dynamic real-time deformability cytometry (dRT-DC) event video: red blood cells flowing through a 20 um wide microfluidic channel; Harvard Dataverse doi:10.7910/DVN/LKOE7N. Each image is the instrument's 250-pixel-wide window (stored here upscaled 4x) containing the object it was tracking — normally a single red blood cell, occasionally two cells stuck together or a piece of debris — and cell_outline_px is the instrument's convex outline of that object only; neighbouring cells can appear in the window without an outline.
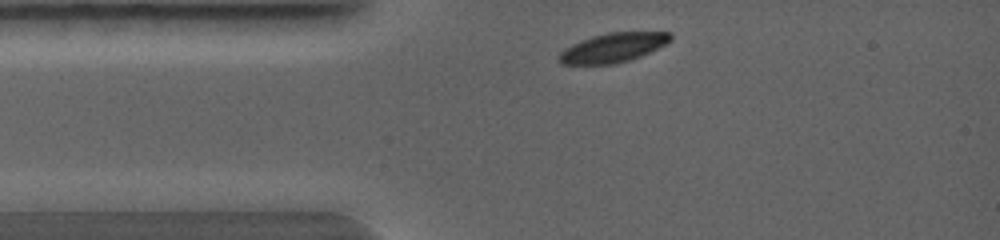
{"species": "common noctule bat (a hibernating species)", "species_latin": "Nyctalus noctula", "temperature_condition": "warm", "stored_images_in_passage": 2, "camera_frame_rate_fps": 5000, "um_per_image_px": 0.085, "animal": {"sex": "female", "body_mass_g": 19.0, "forearm_length_mm": 56.7}, "frame": {"image": 1, "passage_image": 1, "time_ms": 0.0, "image_size_px": [1000, 240], "cell_outline_px": [[672, 40], [640, 56], [616, 64], [560, 64], [556, 60], [556, 56], [564, 48], [580, 40], [592, 36], [608, 32], [672, 32]], "centroid_in_image_um": [52.04, 4.05], "position_along_channel_um": 33.0, "area_um2": 19.07}}